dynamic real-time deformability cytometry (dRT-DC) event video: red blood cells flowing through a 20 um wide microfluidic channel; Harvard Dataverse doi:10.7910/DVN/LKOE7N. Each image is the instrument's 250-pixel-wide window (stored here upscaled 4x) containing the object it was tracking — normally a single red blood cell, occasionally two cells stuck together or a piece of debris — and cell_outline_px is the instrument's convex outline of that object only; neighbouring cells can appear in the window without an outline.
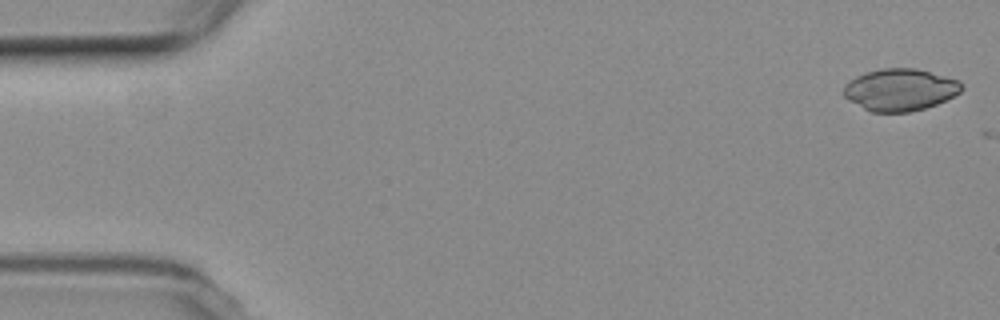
{"species": "common noctule bat (a hibernating species)", "species_latin": "Nyctalus noctula", "temperature_condition": "room temperature", "stored_images_in_passage": 2, "camera_frame_rate_fps": 3000, "um_per_image_px": 0.085, "animal": {"sex": "female", "body_mass_g": 19.3, "forearm_length_mm": 54.1}, "frame": {"image": 1, "passage_image": 1, "time_ms": 0.0, "image_size_px": [1000, 320], "cell_outline_px": [[964, 88], [960, 92], [936, 104], [924, 108], [908, 112], [872, 112], [848, 100], [844, 96], [844, 84], [848, 80], [864, 72], [880, 68], [916, 68], [960, 80], [964, 84]], "centroid_in_image_um": [76.5, 7.61], "position_along_channel_um": 8.5, "area_um2": 29.02}}